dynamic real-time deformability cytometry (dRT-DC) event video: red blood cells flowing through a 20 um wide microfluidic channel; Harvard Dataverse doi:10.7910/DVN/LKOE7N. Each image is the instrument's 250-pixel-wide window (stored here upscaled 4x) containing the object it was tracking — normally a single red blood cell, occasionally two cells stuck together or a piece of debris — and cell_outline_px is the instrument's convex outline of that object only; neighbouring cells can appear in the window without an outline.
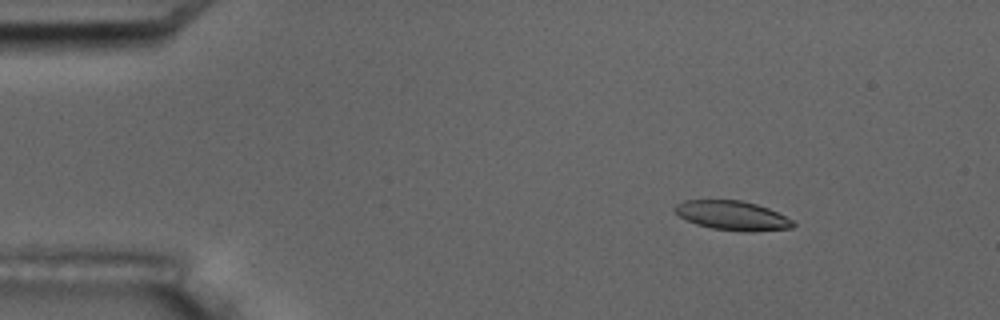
{"species": "common noctule bat (a hibernating species)", "species_latin": "Nyctalus noctula", "temperature_condition": "room temperature", "stored_images_in_passage": 12, "camera_frame_rate_fps": 3000, "um_per_image_px": 0.085, "animal": {"sex": "male", "body_mass_g": 17.5, "forearm_length_mm": 52.3}, "frame": {"image": 1, "passage_image": 3, "time_ms": 2.0, "image_size_px": [1000, 320], "cell_outline_px": [[796, 224], [792, 228], [752, 232], [712, 228], [696, 224], [680, 216], [672, 208], [676, 204], [684, 200], [740, 200], [756, 204], [768, 208], [792, 220]], "centroid_in_image_um": [62.25, 18.32], "position_along_channel_um": 22.8, "area_um2": 20.0}}
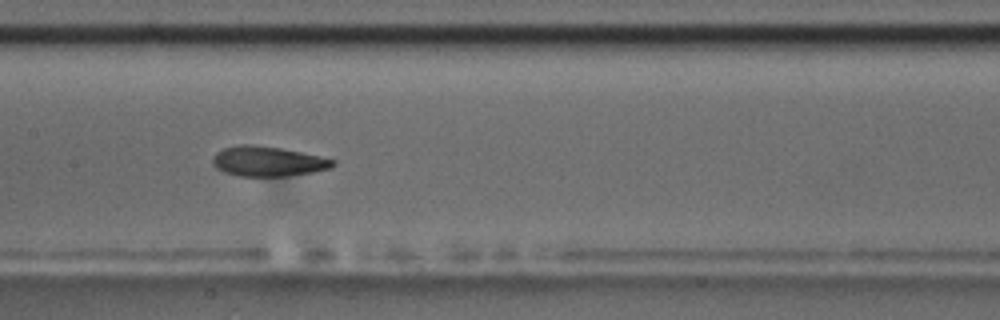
{"frame": {"image": 2, "passage_image": 9, "time_ms": 9.0, "image_size_px": [1000, 320], "cell_outline_px": [[336, 164], [332, 168], [312, 172], [288, 176], [240, 176], [224, 172], [216, 168], [212, 164], [212, 156], [216, 152], [224, 148], [240, 144], [252, 144], [280, 148], [320, 156], [336, 160]], "centroid_in_image_um": [22.76, 13.71], "position_along_channel_um": 184.6, "area_um2": 21.1}}